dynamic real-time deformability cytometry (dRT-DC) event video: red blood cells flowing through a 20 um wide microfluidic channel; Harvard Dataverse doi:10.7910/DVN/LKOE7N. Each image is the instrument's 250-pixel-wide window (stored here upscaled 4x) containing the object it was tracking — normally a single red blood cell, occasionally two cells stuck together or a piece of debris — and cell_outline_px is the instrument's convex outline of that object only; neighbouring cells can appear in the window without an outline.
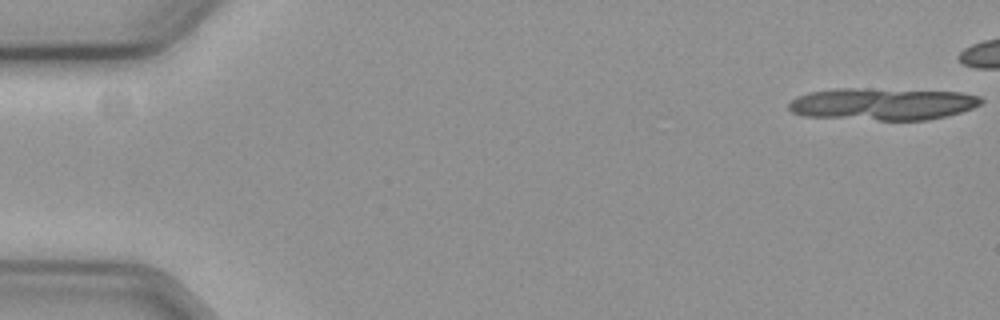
{"species": "common noctule bat (a hibernating species)", "species_latin": "Nyctalus noctula", "temperature_condition": "cold", "stored_images_in_passage": 25, "camera_frame_rate_fps": 3000, "um_per_image_px": 0.085, "animal": {"sex": "female", "body_mass_g": 19.3, "forearm_length_mm": 54.1}, "frame": {"image": 1, "passage_image": 1, "time_ms": 0.0, "image_size_px": [1000, 320], "cell_outline_px": [[984, 100], [980, 104], [972, 108], [948, 116], [928, 120], [880, 120], [804, 116], [792, 112], [788, 108], [788, 104], [796, 96], [808, 92], [832, 88], [856, 88], [960, 92], [980, 96]], "centroid_in_image_um": [74.99, 8.83], "position_along_channel_um": 10.0, "area_um2": 36.18}}